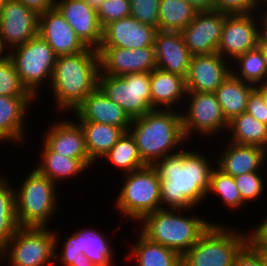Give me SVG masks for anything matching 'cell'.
<instances>
[{
    "instance_id": "6da1fadb",
    "label": "cell",
    "mask_w": 267,
    "mask_h": 266,
    "mask_svg": "<svg viewBox=\"0 0 267 266\" xmlns=\"http://www.w3.org/2000/svg\"><path fill=\"white\" fill-rule=\"evenodd\" d=\"M195 151L189 152L183 148L153 165L160 177L161 208L191 211L208 196L214 168L202 153Z\"/></svg>"
},
{
    "instance_id": "7a4b0ae2",
    "label": "cell",
    "mask_w": 267,
    "mask_h": 266,
    "mask_svg": "<svg viewBox=\"0 0 267 266\" xmlns=\"http://www.w3.org/2000/svg\"><path fill=\"white\" fill-rule=\"evenodd\" d=\"M99 53L87 48L75 54L57 56L48 87L52 90L56 107L71 112L98 86Z\"/></svg>"
},
{
    "instance_id": "3957f363",
    "label": "cell",
    "mask_w": 267,
    "mask_h": 266,
    "mask_svg": "<svg viewBox=\"0 0 267 266\" xmlns=\"http://www.w3.org/2000/svg\"><path fill=\"white\" fill-rule=\"evenodd\" d=\"M175 111L153 109L131 120L128 132L146 165H154L158 160L179 152L183 149L180 145L188 141L183 132L181 112Z\"/></svg>"
},
{
    "instance_id": "277c9868",
    "label": "cell",
    "mask_w": 267,
    "mask_h": 266,
    "mask_svg": "<svg viewBox=\"0 0 267 266\" xmlns=\"http://www.w3.org/2000/svg\"><path fill=\"white\" fill-rule=\"evenodd\" d=\"M186 209L161 208L146 214L139 222L140 232L150 241L183 256L210 227L212 222L196 215L181 214ZM177 212H180L179 214ZM193 216V217H192Z\"/></svg>"
},
{
    "instance_id": "5b68a950",
    "label": "cell",
    "mask_w": 267,
    "mask_h": 266,
    "mask_svg": "<svg viewBox=\"0 0 267 266\" xmlns=\"http://www.w3.org/2000/svg\"><path fill=\"white\" fill-rule=\"evenodd\" d=\"M55 185L33 168L19 189L15 188L16 218L19 227H47L58 202Z\"/></svg>"
},
{
    "instance_id": "8992f818",
    "label": "cell",
    "mask_w": 267,
    "mask_h": 266,
    "mask_svg": "<svg viewBox=\"0 0 267 266\" xmlns=\"http://www.w3.org/2000/svg\"><path fill=\"white\" fill-rule=\"evenodd\" d=\"M214 222L182 256V266H233L248 243V233L230 230Z\"/></svg>"
},
{
    "instance_id": "52a82bcc",
    "label": "cell",
    "mask_w": 267,
    "mask_h": 266,
    "mask_svg": "<svg viewBox=\"0 0 267 266\" xmlns=\"http://www.w3.org/2000/svg\"><path fill=\"white\" fill-rule=\"evenodd\" d=\"M115 203L121 216L138 222L148 213L161 209L160 177L153 165L125 174Z\"/></svg>"
},
{
    "instance_id": "ba28073f",
    "label": "cell",
    "mask_w": 267,
    "mask_h": 266,
    "mask_svg": "<svg viewBox=\"0 0 267 266\" xmlns=\"http://www.w3.org/2000/svg\"><path fill=\"white\" fill-rule=\"evenodd\" d=\"M16 72L22 84L35 97L39 96L44 80L51 82L57 55L52 47L40 36L9 50ZM40 85L42 87H40Z\"/></svg>"
},
{
    "instance_id": "9c48e42d",
    "label": "cell",
    "mask_w": 267,
    "mask_h": 266,
    "mask_svg": "<svg viewBox=\"0 0 267 266\" xmlns=\"http://www.w3.org/2000/svg\"><path fill=\"white\" fill-rule=\"evenodd\" d=\"M54 253L55 231L48 227H19L1 249L0 261L8 257L11 266H51Z\"/></svg>"
},
{
    "instance_id": "30bf717a",
    "label": "cell",
    "mask_w": 267,
    "mask_h": 266,
    "mask_svg": "<svg viewBox=\"0 0 267 266\" xmlns=\"http://www.w3.org/2000/svg\"><path fill=\"white\" fill-rule=\"evenodd\" d=\"M98 87L117 103L130 119L144 116L153 110L150 95V72L122 76L98 75Z\"/></svg>"
},
{
    "instance_id": "8fae6325",
    "label": "cell",
    "mask_w": 267,
    "mask_h": 266,
    "mask_svg": "<svg viewBox=\"0 0 267 266\" xmlns=\"http://www.w3.org/2000/svg\"><path fill=\"white\" fill-rule=\"evenodd\" d=\"M188 108L186 112H181L183 132L188 140L192 133L200 136L219 135L220 131L227 130L228 122L226 121L221 106L217 100L215 92H187ZM194 131V132H193ZM202 134V135H201Z\"/></svg>"
},
{
    "instance_id": "7c38bea8",
    "label": "cell",
    "mask_w": 267,
    "mask_h": 266,
    "mask_svg": "<svg viewBox=\"0 0 267 266\" xmlns=\"http://www.w3.org/2000/svg\"><path fill=\"white\" fill-rule=\"evenodd\" d=\"M58 234L55 230V253L54 260H59L64 266H70L73 261L81 258L84 254L96 266H113V248L104 233L92 228H81L74 231L65 240L62 252L57 253Z\"/></svg>"
},
{
    "instance_id": "4fadbf2b",
    "label": "cell",
    "mask_w": 267,
    "mask_h": 266,
    "mask_svg": "<svg viewBox=\"0 0 267 266\" xmlns=\"http://www.w3.org/2000/svg\"><path fill=\"white\" fill-rule=\"evenodd\" d=\"M253 14H227L217 48V52L226 60L228 58L234 62L238 56L258 46L263 24L257 23Z\"/></svg>"
},
{
    "instance_id": "5bb4252c",
    "label": "cell",
    "mask_w": 267,
    "mask_h": 266,
    "mask_svg": "<svg viewBox=\"0 0 267 266\" xmlns=\"http://www.w3.org/2000/svg\"><path fill=\"white\" fill-rule=\"evenodd\" d=\"M99 74L122 76L131 73L151 72L156 68L155 47L127 49L99 46Z\"/></svg>"
},
{
    "instance_id": "9a60e30c",
    "label": "cell",
    "mask_w": 267,
    "mask_h": 266,
    "mask_svg": "<svg viewBox=\"0 0 267 266\" xmlns=\"http://www.w3.org/2000/svg\"><path fill=\"white\" fill-rule=\"evenodd\" d=\"M39 35V14L18 0H7L0 10V36L12 48Z\"/></svg>"
},
{
    "instance_id": "2e32d148",
    "label": "cell",
    "mask_w": 267,
    "mask_h": 266,
    "mask_svg": "<svg viewBox=\"0 0 267 266\" xmlns=\"http://www.w3.org/2000/svg\"><path fill=\"white\" fill-rule=\"evenodd\" d=\"M227 14L219 11L197 12L194 19L181 31L191 56L217 52Z\"/></svg>"
},
{
    "instance_id": "e0dca14e",
    "label": "cell",
    "mask_w": 267,
    "mask_h": 266,
    "mask_svg": "<svg viewBox=\"0 0 267 266\" xmlns=\"http://www.w3.org/2000/svg\"><path fill=\"white\" fill-rule=\"evenodd\" d=\"M218 52L191 56L185 78L187 92H215L231 73V68Z\"/></svg>"
},
{
    "instance_id": "ac0fdd59",
    "label": "cell",
    "mask_w": 267,
    "mask_h": 266,
    "mask_svg": "<svg viewBox=\"0 0 267 266\" xmlns=\"http://www.w3.org/2000/svg\"><path fill=\"white\" fill-rule=\"evenodd\" d=\"M54 7L87 47L98 50L102 42L103 28L96 10L84 0H55Z\"/></svg>"
},
{
    "instance_id": "d6986e66",
    "label": "cell",
    "mask_w": 267,
    "mask_h": 266,
    "mask_svg": "<svg viewBox=\"0 0 267 266\" xmlns=\"http://www.w3.org/2000/svg\"><path fill=\"white\" fill-rule=\"evenodd\" d=\"M39 35L57 56L75 54L88 48L55 7L39 15Z\"/></svg>"
},
{
    "instance_id": "ffe728a7",
    "label": "cell",
    "mask_w": 267,
    "mask_h": 266,
    "mask_svg": "<svg viewBox=\"0 0 267 266\" xmlns=\"http://www.w3.org/2000/svg\"><path fill=\"white\" fill-rule=\"evenodd\" d=\"M157 29L129 16L111 22L103 28L100 46H114L127 49L154 46Z\"/></svg>"
},
{
    "instance_id": "44dd1931",
    "label": "cell",
    "mask_w": 267,
    "mask_h": 266,
    "mask_svg": "<svg viewBox=\"0 0 267 266\" xmlns=\"http://www.w3.org/2000/svg\"><path fill=\"white\" fill-rule=\"evenodd\" d=\"M61 120L45 131L43 143L51 150L66 157L80 159L87 167L93 162L86 149L85 136L79 123Z\"/></svg>"
},
{
    "instance_id": "7402d4cb",
    "label": "cell",
    "mask_w": 267,
    "mask_h": 266,
    "mask_svg": "<svg viewBox=\"0 0 267 266\" xmlns=\"http://www.w3.org/2000/svg\"><path fill=\"white\" fill-rule=\"evenodd\" d=\"M154 47L156 68L186 78L191 54L181 32L157 30Z\"/></svg>"
},
{
    "instance_id": "603a6c76",
    "label": "cell",
    "mask_w": 267,
    "mask_h": 266,
    "mask_svg": "<svg viewBox=\"0 0 267 266\" xmlns=\"http://www.w3.org/2000/svg\"><path fill=\"white\" fill-rule=\"evenodd\" d=\"M78 121L110 124L122 128L125 132L131 124L130 117L114 101L110 100L97 86L75 109Z\"/></svg>"
},
{
    "instance_id": "cb8c5ba5",
    "label": "cell",
    "mask_w": 267,
    "mask_h": 266,
    "mask_svg": "<svg viewBox=\"0 0 267 266\" xmlns=\"http://www.w3.org/2000/svg\"><path fill=\"white\" fill-rule=\"evenodd\" d=\"M219 155L216 167L232 177L260 172V168L267 163V150L255 145L230 142Z\"/></svg>"
},
{
    "instance_id": "d4e9b609",
    "label": "cell",
    "mask_w": 267,
    "mask_h": 266,
    "mask_svg": "<svg viewBox=\"0 0 267 266\" xmlns=\"http://www.w3.org/2000/svg\"><path fill=\"white\" fill-rule=\"evenodd\" d=\"M34 99V96L0 95V142L8 140L19 144L24 140V121Z\"/></svg>"
},
{
    "instance_id": "484cf974",
    "label": "cell",
    "mask_w": 267,
    "mask_h": 266,
    "mask_svg": "<svg viewBox=\"0 0 267 266\" xmlns=\"http://www.w3.org/2000/svg\"><path fill=\"white\" fill-rule=\"evenodd\" d=\"M185 78L155 68L150 72V95L153 109L173 110L179 102L186 100Z\"/></svg>"
},
{
    "instance_id": "4316f807",
    "label": "cell",
    "mask_w": 267,
    "mask_h": 266,
    "mask_svg": "<svg viewBox=\"0 0 267 266\" xmlns=\"http://www.w3.org/2000/svg\"><path fill=\"white\" fill-rule=\"evenodd\" d=\"M255 88L232 73L216 89L215 94L227 122L246 112L249 94Z\"/></svg>"
},
{
    "instance_id": "83f0119b",
    "label": "cell",
    "mask_w": 267,
    "mask_h": 266,
    "mask_svg": "<svg viewBox=\"0 0 267 266\" xmlns=\"http://www.w3.org/2000/svg\"><path fill=\"white\" fill-rule=\"evenodd\" d=\"M77 122L84 132L86 149L93 163L100 160L125 133L122 128L110 124Z\"/></svg>"
},
{
    "instance_id": "f1b7e54d",
    "label": "cell",
    "mask_w": 267,
    "mask_h": 266,
    "mask_svg": "<svg viewBox=\"0 0 267 266\" xmlns=\"http://www.w3.org/2000/svg\"><path fill=\"white\" fill-rule=\"evenodd\" d=\"M42 145L41 162L35 168L56 185L60 180L71 179L87 170L88 167L80 159L66 157L51 151L44 143Z\"/></svg>"
},
{
    "instance_id": "f546056e",
    "label": "cell",
    "mask_w": 267,
    "mask_h": 266,
    "mask_svg": "<svg viewBox=\"0 0 267 266\" xmlns=\"http://www.w3.org/2000/svg\"><path fill=\"white\" fill-rule=\"evenodd\" d=\"M129 250L137 266H182V256L161 244L150 241L141 232Z\"/></svg>"
},
{
    "instance_id": "4dcf8cb0",
    "label": "cell",
    "mask_w": 267,
    "mask_h": 266,
    "mask_svg": "<svg viewBox=\"0 0 267 266\" xmlns=\"http://www.w3.org/2000/svg\"><path fill=\"white\" fill-rule=\"evenodd\" d=\"M230 142L240 145H255L267 150V125L252 115L243 112L228 122ZM231 131V132H230Z\"/></svg>"
},
{
    "instance_id": "1f68e13d",
    "label": "cell",
    "mask_w": 267,
    "mask_h": 266,
    "mask_svg": "<svg viewBox=\"0 0 267 266\" xmlns=\"http://www.w3.org/2000/svg\"><path fill=\"white\" fill-rule=\"evenodd\" d=\"M197 12L186 0H160L158 30L181 32Z\"/></svg>"
},
{
    "instance_id": "d6a6232c",
    "label": "cell",
    "mask_w": 267,
    "mask_h": 266,
    "mask_svg": "<svg viewBox=\"0 0 267 266\" xmlns=\"http://www.w3.org/2000/svg\"><path fill=\"white\" fill-rule=\"evenodd\" d=\"M110 161L123 173L138 170L146 164L142 161L137 144L129 132H125L117 143L102 157Z\"/></svg>"
},
{
    "instance_id": "836d02e7",
    "label": "cell",
    "mask_w": 267,
    "mask_h": 266,
    "mask_svg": "<svg viewBox=\"0 0 267 266\" xmlns=\"http://www.w3.org/2000/svg\"><path fill=\"white\" fill-rule=\"evenodd\" d=\"M234 61L239 68L233 69L231 66V73L235 77L254 86L267 83V65L258 46L238 56Z\"/></svg>"
},
{
    "instance_id": "e575fe53",
    "label": "cell",
    "mask_w": 267,
    "mask_h": 266,
    "mask_svg": "<svg viewBox=\"0 0 267 266\" xmlns=\"http://www.w3.org/2000/svg\"><path fill=\"white\" fill-rule=\"evenodd\" d=\"M0 175V249L19 228L16 218L15 188Z\"/></svg>"
},
{
    "instance_id": "d590c367",
    "label": "cell",
    "mask_w": 267,
    "mask_h": 266,
    "mask_svg": "<svg viewBox=\"0 0 267 266\" xmlns=\"http://www.w3.org/2000/svg\"><path fill=\"white\" fill-rule=\"evenodd\" d=\"M216 168V169H215ZM212 170L207 194L220 196L224 205L231 210L244 206L234 177L223 173L217 167Z\"/></svg>"
},
{
    "instance_id": "8d00e7d4",
    "label": "cell",
    "mask_w": 267,
    "mask_h": 266,
    "mask_svg": "<svg viewBox=\"0 0 267 266\" xmlns=\"http://www.w3.org/2000/svg\"><path fill=\"white\" fill-rule=\"evenodd\" d=\"M0 95L33 96L22 84L10 57L0 62Z\"/></svg>"
},
{
    "instance_id": "74e56055",
    "label": "cell",
    "mask_w": 267,
    "mask_h": 266,
    "mask_svg": "<svg viewBox=\"0 0 267 266\" xmlns=\"http://www.w3.org/2000/svg\"><path fill=\"white\" fill-rule=\"evenodd\" d=\"M260 172H252L234 177L242 201L246 204L249 201L259 199L264 189L263 178Z\"/></svg>"
},
{
    "instance_id": "f35d334b",
    "label": "cell",
    "mask_w": 267,
    "mask_h": 266,
    "mask_svg": "<svg viewBox=\"0 0 267 266\" xmlns=\"http://www.w3.org/2000/svg\"><path fill=\"white\" fill-rule=\"evenodd\" d=\"M160 0H130V16L158 30Z\"/></svg>"
},
{
    "instance_id": "ab89813d",
    "label": "cell",
    "mask_w": 267,
    "mask_h": 266,
    "mask_svg": "<svg viewBox=\"0 0 267 266\" xmlns=\"http://www.w3.org/2000/svg\"><path fill=\"white\" fill-rule=\"evenodd\" d=\"M130 16V0H104L97 17L104 28L107 24Z\"/></svg>"
},
{
    "instance_id": "60d3db41",
    "label": "cell",
    "mask_w": 267,
    "mask_h": 266,
    "mask_svg": "<svg viewBox=\"0 0 267 266\" xmlns=\"http://www.w3.org/2000/svg\"><path fill=\"white\" fill-rule=\"evenodd\" d=\"M214 10L226 14H252L257 13V6L253 0H213ZM257 9V10H256Z\"/></svg>"
},
{
    "instance_id": "b9f144b4",
    "label": "cell",
    "mask_w": 267,
    "mask_h": 266,
    "mask_svg": "<svg viewBox=\"0 0 267 266\" xmlns=\"http://www.w3.org/2000/svg\"><path fill=\"white\" fill-rule=\"evenodd\" d=\"M246 112L267 125V105L262 94L256 88L249 94Z\"/></svg>"
},
{
    "instance_id": "7bdbcfd3",
    "label": "cell",
    "mask_w": 267,
    "mask_h": 266,
    "mask_svg": "<svg viewBox=\"0 0 267 266\" xmlns=\"http://www.w3.org/2000/svg\"><path fill=\"white\" fill-rule=\"evenodd\" d=\"M233 266H264L257 252L247 243L237 254Z\"/></svg>"
},
{
    "instance_id": "ee69618b",
    "label": "cell",
    "mask_w": 267,
    "mask_h": 266,
    "mask_svg": "<svg viewBox=\"0 0 267 266\" xmlns=\"http://www.w3.org/2000/svg\"><path fill=\"white\" fill-rule=\"evenodd\" d=\"M248 244L257 252L264 266H267V238L257 229L248 232Z\"/></svg>"
},
{
    "instance_id": "f6af8a7d",
    "label": "cell",
    "mask_w": 267,
    "mask_h": 266,
    "mask_svg": "<svg viewBox=\"0 0 267 266\" xmlns=\"http://www.w3.org/2000/svg\"><path fill=\"white\" fill-rule=\"evenodd\" d=\"M39 15L54 8L55 0H18Z\"/></svg>"
},
{
    "instance_id": "bcb514c9",
    "label": "cell",
    "mask_w": 267,
    "mask_h": 266,
    "mask_svg": "<svg viewBox=\"0 0 267 266\" xmlns=\"http://www.w3.org/2000/svg\"><path fill=\"white\" fill-rule=\"evenodd\" d=\"M186 1L190 3L198 12L214 10L213 0H186Z\"/></svg>"
},
{
    "instance_id": "7dc6e473",
    "label": "cell",
    "mask_w": 267,
    "mask_h": 266,
    "mask_svg": "<svg viewBox=\"0 0 267 266\" xmlns=\"http://www.w3.org/2000/svg\"><path fill=\"white\" fill-rule=\"evenodd\" d=\"M258 47L262 51V54L264 56L267 65V35L264 32H262L259 37Z\"/></svg>"
},
{
    "instance_id": "c3c4849f",
    "label": "cell",
    "mask_w": 267,
    "mask_h": 266,
    "mask_svg": "<svg viewBox=\"0 0 267 266\" xmlns=\"http://www.w3.org/2000/svg\"><path fill=\"white\" fill-rule=\"evenodd\" d=\"M70 266H96L94 263H92L87 256L84 254H81V258H79L76 261H73Z\"/></svg>"
},
{
    "instance_id": "681fc988",
    "label": "cell",
    "mask_w": 267,
    "mask_h": 266,
    "mask_svg": "<svg viewBox=\"0 0 267 266\" xmlns=\"http://www.w3.org/2000/svg\"><path fill=\"white\" fill-rule=\"evenodd\" d=\"M6 50V51H5ZM9 57V49L4 45L0 36V62Z\"/></svg>"
},
{
    "instance_id": "f907efd6",
    "label": "cell",
    "mask_w": 267,
    "mask_h": 266,
    "mask_svg": "<svg viewBox=\"0 0 267 266\" xmlns=\"http://www.w3.org/2000/svg\"><path fill=\"white\" fill-rule=\"evenodd\" d=\"M261 220V223L256 228L267 238V217H263Z\"/></svg>"
},
{
    "instance_id": "816d5d0a",
    "label": "cell",
    "mask_w": 267,
    "mask_h": 266,
    "mask_svg": "<svg viewBox=\"0 0 267 266\" xmlns=\"http://www.w3.org/2000/svg\"><path fill=\"white\" fill-rule=\"evenodd\" d=\"M255 88L262 94L264 102L267 105V83L257 85Z\"/></svg>"
},
{
    "instance_id": "f5cc1de1",
    "label": "cell",
    "mask_w": 267,
    "mask_h": 266,
    "mask_svg": "<svg viewBox=\"0 0 267 266\" xmlns=\"http://www.w3.org/2000/svg\"><path fill=\"white\" fill-rule=\"evenodd\" d=\"M94 10H98L104 0H84Z\"/></svg>"
},
{
    "instance_id": "db71d44e",
    "label": "cell",
    "mask_w": 267,
    "mask_h": 266,
    "mask_svg": "<svg viewBox=\"0 0 267 266\" xmlns=\"http://www.w3.org/2000/svg\"><path fill=\"white\" fill-rule=\"evenodd\" d=\"M264 12H263V15H260L261 17H260V19L261 20H258V22H260V21H262V22H260V23H262L263 24V32L267 35V10L265 11V10H263Z\"/></svg>"
},
{
    "instance_id": "11a10c76",
    "label": "cell",
    "mask_w": 267,
    "mask_h": 266,
    "mask_svg": "<svg viewBox=\"0 0 267 266\" xmlns=\"http://www.w3.org/2000/svg\"><path fill=\"white\" fill-rule=\"evenodd\" d=\"M262 3H261V2ZM253 2L255 3V5L257 6V7H261L260 5H262V4H264L265 2V4H266V6H267V0H253ZM261 3V4H260ZM260 4V5H259Z\"/></svg>"
},
{
    "instance_id": "9f6ffc18",
    "label": "cell",
    "mask_w": 267,
    "mask_h": 266,
    "mask_svg": "<svg viewBox=\"0 0 267 266\" xmlns=\"http://www.w3.org/2000/svg\"><path fill=\"white\" fill-rule=\"evenodd\" d=\"M7 0H0V10L1 8L3 7L4 3L6 2Z\"/></svg>"
}]
</instances>
